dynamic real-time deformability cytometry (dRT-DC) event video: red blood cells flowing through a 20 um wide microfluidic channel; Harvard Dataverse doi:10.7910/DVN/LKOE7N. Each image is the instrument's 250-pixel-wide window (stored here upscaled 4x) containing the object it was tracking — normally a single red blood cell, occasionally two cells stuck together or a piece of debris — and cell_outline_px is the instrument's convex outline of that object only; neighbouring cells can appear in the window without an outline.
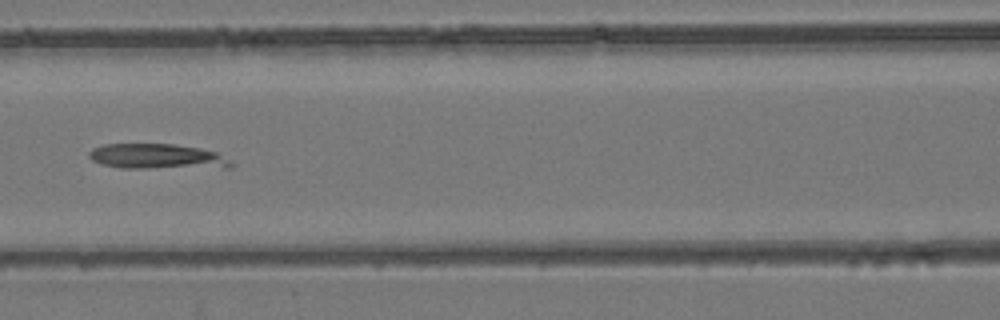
{"species": "common noctule bat (a hibernating species)", "species_latin": "Nyctalus noctula", "temperature_condition": "room temperature", "stored_images_in_passage": 8, "camera_frame_rate_fps": 3000, "um_per_image_px": 0.085, "animal": {"sex": "female", "body_mass_g": 24.6, "forearm_length_mm": 56.2}, "frame": {"image": 1, "passage_image": 8, "time_ms": 8.0, "image_size_px": [1000, 320], "cell_outline_px": [[236, 164], [232, 168], [120, 168], [104, 164], [92, 160], [88, 156], [88, 152], [92, 148], [104, 144], [172, 144], [200, 148], [216, 152]], "centroid_in_image_um": [13.41, 13.31], "position_along_channel_um": 153.2, "area_um2": 21.1}}